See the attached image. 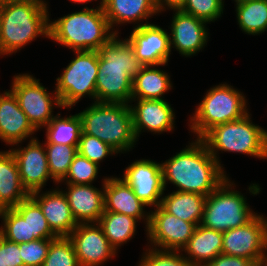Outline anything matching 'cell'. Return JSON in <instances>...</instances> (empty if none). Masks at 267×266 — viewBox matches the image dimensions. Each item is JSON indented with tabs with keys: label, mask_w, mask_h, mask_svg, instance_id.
Here are the masks:
<instances>
[{
	"label": "cell",
	"mask_w": 267,
	"mask_h": 266,
	"mask_svg": "<svg viewBox=\"0 0 267 266\" xmlns=\"http://www.w3.org/2000/svg\"><path fill=\"white\" fill-rule=\"evenodd\" d=\"M124 171L122 179L132 188L138 199L150 207L161 204L165 191L161 163L139 159L128 165Z\"/></svg>",
	"instance_id": "obj_13"
},
{
	"label": "cell",
	"mask_w": 267,
	"mask_h": 266,
	"mask_svg": "<svg viewBox=\"0 0 267 266\" xmlns=\"http://www.w3.org/2000/svg\"><path fill=\"white\" fill-rule=\"evenodd\" d=\"M245 97L242 92L226 83L208 89L190 117L191 132L196 134V138H201L216 125L242 118L249 113Z\"/></svg>",
	"instance_id": "obj_7"
},
{
	"label": "cell",
	"mask_w": 267,
	"mask_h": 266,
	"mask_svg": "<svg viewBox=\"0 0 267 266\" xmlns=\"http://www.w3.org/2000/svg\"><path fill=\"white\" fill-rule=\"evenodd\" d=\"M223 232L197 225L193 236L181 251L192 266H206L222 253ZM188 255V256H187Z\"/></svg>",
	"instance_id": "obj_24"
},
{
	"label": "cell",
	"mask_w": 267,
	"mask_h": 266,
	"mask_svg": "<svg viewBox=\"0 0 267 266\" xmlns=\"http://www.w3.org/2000/svg\"><path fill=\"white\" fill-rule=\"evenodd\" d=\"M150 210V220L146 229L147 239L153 248L179 250L189 242L196 225L166 212L160 205Z\"/></svg>",
	"instance_id": "obj_12"
},
{
	"label": "cell",
	"mask_w": 267,
	"mask_h": 266,
	"mask_svg": "<svg viewBox=\"0 0 267 266\" xmlns=\"http://www.w3.org/2000/svg\"><path fill=\"white\" fill-rule=\"evenodd\" d=\"M235 5L237 24L242 32L260 35L267 31V0H251Z\"/></svg>",
	"instance_id": "obj_30"
},
{
	"label": "cell",
	"mask_w": 267,
	"mask_h": 266,
	"mask_svg": "<svg viewBox=\"0 0 267 266\" xmlns=\"http://www.w3.org/2000/svg\"><path fill=\"white\" fill-rule=\"evenodd\" d=\"M169 32L155 24L134 27L126 40L134 49L135 56L143 64L165 66L171 54Z\"/></svg>",
	"instance_id": "obj_15"
},
{
	"label": "cell",
	"mask_w": 267,
	"mask_h": 266,
	"mask_svg": "<svg viewBox=\"0 0 267 266\" xmlns=\"http://www.w3.org/2000/svg\"><path fill=\"white\" fill-rule=\"evenodd\" d=\"M48 167L55 184H59L67 175L69 167L78 153V146L44 144Z\"/></svg>",
	"instance_id": "obj_32"
},
{
	"label": "cell",
	"mask_w": 267,
	"mask_h": 266,
	"mask_svg": "<svg viewBox=\"0 0 267 266\" xmlns=\"http://www.w3.org/2000/svg\"><path fill=\"white\" fill-rule=\"evenodd\" d=\"M76 57L70 61L60 77L56 78L55 91L63 109H71L86 95L96 102L98 51H73Z\"/></svg>",
	"instance_id": "obj_9"
},
{
	"label": "cell",
	"mask_w": 267,
	"mask_h": 266,
	"mask_svg": "<svg viewBox=\"0 0 267 266\" xmlns=\"http://www.w3.org/2000/svg\"><path fill=\"white\" fill-rule=\"evenodd\" d=\"M0 218L3 219L0 227L3 238L17 244L30 241L27 219H23L13 208L0 210Z\"/></svg>",
	"instance_id": "obj_33"
},
{
	"label": "cell",
	"mask_w": 267,
	"mask_h": 266,
	"mask_svg": "<svg viewBox=\"0 0 267 266\" xmlns=\"http://www.w3.org/2000/svg\"><path fill=\"white\" fill-rule=\"evenodd\" d=\"M185 4V0H155V5L158 13L167 9L171 10H181L183 5Z\"/></svg>",
	"instance_id": "obj_42"
},
{
	"label": "cell",
	"mask_w": 267,
	"mask_h": 266,
	"mask_svg": "<svg viewBox=\"0 0 267 266\" xmlns=\"http://www.w3.org/2000/svg\"><path fill=\"white\" fill-rule=\"evenodd\" d=\"M82 133L109 144L118 153H126L136 145L130 104L94 102L78 113Z\"/></svg>",
	"instance_id": "obj_4"
},
{
	"label": "cell",
	"mask_w": 267,
	"mask_h": 266,
	"mask_svg": "<svg viewBox=\"0 0 267 266\" xmlns=\"http://www.w3.org/2000/svg\"><path fill=\"white\" fill-rule=\"evenodd\" d=\"M236 2V4H242L244 2H248V1H251V0H234Z\"/></svg>",
	"instance_id": "obj_46"
},
{
	"label": "cell",
	"mask_w": 267,
	"mask_h": 266,
	"mask_svg": "<svg viewBox=\"0 0 267 266\" xmlns=\"http://www.w3.org/2000/svg\"><path fill=\"white\" fill-rule=\"evenodd\" d=\"M250 115L247 113L238 120L216 125L200 138L223 170L217 154L219 150L267 159V130L255 125Z\"/></svg>",
	"instance_id": "obj_6"
},
{
	"label": "cell",
	"mask_w": 267,
	"mask_h": 266,
	"mask_svg": "<svg viewBox=\"0 0 267 266\" xmlns=\"http://www.w3.org/2000/svg\"><path fill=\"white\" fill-rule=\"evenodd\" d=\"M161 167L165 189L170 181L178 188L176 191L204 196H208L228 177L200 138L162 162Z\"/></svg>",
	"instance_id": "obj_1"
},
{
	"label": "cell",
	"mask_w": 267,
	"mask_h": 266,
	"mask_svg": "<svg viewBox=\"0 0 267 266\" xmlns=\"http://www.w3.org/2000/svg\"><path fill=\"white\" fill-rule=\"evenodd\" d=\"M32 192L30 197L40 206L51 230L58 237H68L78 223L73 217L63 190L57 187L51 191Z\"/></svg>",
	"instance_id": "obj_20"
},
{
	"label": "cell",
	"mask_w": 267,
	"mask_h": 266,
	"mask_svg": "<svg viewBox=\"0 0 267 266\" xmlns=\"http://www.w3.org/2000/svg\"><path fill=\"white\" fill-rule=\"evenodd\" d=\"M137 223L136 218L108 211H104L98 221L104 235L116 252L121 245L126 244L134 237Z\"/></svg>",
	"instance_id": "obj_28"
},
{
	"label": "cell",
	"mask_w": 267,
	"mask_h": 266,
	"mask_svg": "<svg viewBox=\"0 0 267 266\" xmlns=\"http://www.w3.org/2000/svg\"><path fill=\"white\" fill-rule=\"evenodd\" d=\"M42 266H80L72 241L68 237L54 239Z\"/></svg>",
	"instance_id": "obj_34"
},
{
	"label": "cell",
	"mask_w": 267,
	"mask_h": 266,
	"mask_svg": "<svg viewBox=\"0 0 267 266\" xmlns=\"http://www.w3.org/2000/svg\"><path fill=\"white\" fill-rule=\"evenodd\" d=\"M267 219L256 214L238 228L223 232L222 254L267 262Z\"/></svg>",
	"instance_id": "obj_11"
},
{
	"label": "cell",
	"mask_w": 267,
	"mask_h": 266,
	"mask_svg": "<svg viewBox=\"0 0 267 266\" xmlns=\"http://www.w3.org/2000/svg\"><path fill=\"white\" fill-rule=\"evenodd\" d=\"M133 101H137V104H131ZM130 108L137 140L141 132L147 130L154 132L153 134H161L174 129L175 113L173 107L165 99H131Z\"/></svg>",
	"instance_id": "obj_18"
},
{
	"label": "cell",
	"mask_w": 267,
	"mask_h": 266,
	"mask_svg": "<svg viewBox=\"0 0 267 266\" xmlns=\"http://www.w3.org/2000/svg\"><path fill=\"white\" fill-rule=\"evenodd\" d=\"M116 34L105 16L102 2L94 8L84 7L81 11L49 20V38L72 51H98Z\"/></svg>",
	"instance_id": "obj_3"
},
{
	"label": "cell",
	"mask_w": 267,
	"mask_h": 266,
	"mask_svg": "<svg viewBox=\"0 0 267 266\" xmlns=\"http://www.w3.org/2000/svg\"><path fill=\"white\" fill-rule=\"evenodd\" d=\"M70 1H72V2H74V3H86V2H91V1H93V0H70ZM96 1V0H95ZM100 2H102V0H100Z\"/></svg>",
	"instance_id": "obj_45"
},
{
	"label": "cell",
	"mask_w": 267,
	"mask_h": 266,
	"mask_svg": "<svg viewBox=\"0 0 267 266\" xmlns=\"http://www.w3.org/2000/svg\"><path fill=\"white\" fill-rule=\"evenodd\" d=\"M145 251L138 266H192L179 250L149 247Z\"/></svg>",
	"instance_id": "obj_36"
},
{
	"label": "cell",
	"mask_w": 267,
	"mask_h": 266,
	"mask_svg": "<svg viewBox=\"0 0 267 266\" xmlns=\"http://www.w3.org/2000/svg\"><path fill=\"white\" fill-rule=\"evenodd\" d=\"M156 67L143 66L133 78L131 99L164 100V94L172 89L171 76Z\"/></svg>",
	"instance_id": "obj_26"
},
{
	"label": "cell",
	"mask_w": 267,
	"mask_h": 266,
	"mask_svg": "<svg viewBox=\"0 0 267 266\" xmlns=\"http://www.w3.org/2000/svg\"><path fill=\"white\" fill-rule=\"evenodd\" d=\"M2 7H3V2L0 1V22H1Z\"/></svg>",
	"instance_id": "obj_47"
},
{
	"label": "cell",
	"mask_w": 267,
	"mask_h": 266,
	"mask_svg": "<svg viewBox=\"0 0 267 266\" xmlns=\"http://www.w3.org/2000/svg\"><path fill=\"white\" fill-rule=\"evenodd\" d=\"M102 189L94 187L92 184H65L67 191H63L73 217L78 224L98 223L104 213V181Z\"/></svg>",
	"instance_id": "obj_22"
},
{
	"label": "cell",
	"mask_w": 267,
	"mask_h": 266,
	"mask_svg": "<svg viewBox=\"0 0 267 266\" xmlns=\"http://www.w3.org/2000/svg\"><path fill=\"white\" fill-rule=\"evenodd\" d=\"M229 179L227 177L206 197L200 225L226 232L245 225L257 214L250 208L245 196L233 188L236 186Z\"/></svg>",
	"instance_id": "obj_8"
},
{
	"label": "cell",
	"mask_w": 267,
	"mask_h": 266,
	"mask_svg": "<svg viewBox=\"0 0 267 266\" xmlns=\"http://www.w3.org/2000/svg\"><path fill=\"white\" fill-rule=\"evenodd\" d=\"M0 266H6L4 259V238L1 235H0Z\"/></svg>",
	"instance_id": "obj_44"
},
{
	"label": "cell",
	"mask_w": 267,
	"mask_h": 266,
	"mask_svg": "<svg viewBox=\"0 0 267 266\" xmlns=\"http://www.w3.org/2000/svg\"><path fill=\"white\" fill-rule=\"evenodd\" d=\"M23 219H27L30 241L36 239H56L40 206L29 196L13 208Z\"/></svg>",
	"instance_id": "obj_31"
},
{
	"label": "cell",
	"mask_w": 267,
	"mask_h": 266,
	"mask_svg": "<svg viewBox=\"0 0 267 266\" xmlns=\"http://www.w3.org/2000/svg\"><path fill=\"white\" fill-rule=\"evenodd\" d=\"M11 2H16V3H29V4H33L35 6H38L40 8H42L43 10L48 11L47 8H49L47 5V2L45 0H8Z\"/></svg>",
	"instance_id": "obj_43"
},
{
	"label": "cell",
	"mask_w": 267,
	"mask_h": 266,
	"mask_svg": "<svg viewBox=\"0 0 267 266\" xmlns=\"http://www.w3.org/2000/svg\"><path fill=\"white\" fill-rule=\"evenodd\" d=\"M206 197L191 192L173 191L162 197L160 206L169 214L197 226L203 217Z\"/></svg>",
	"instance_id": "obj_27"
},
{
	"label": "cell",
	"mask_w": 267,
	"mask_h": 266,
	"mask_svg": "<svg viewBox=\"0 0 267 266\" xmlns=\"http://www.w3.org/2000/svg\"><path fill=\"white\" fill-rule=\"evenodd\" d=\"M174 12L169 34L170 48H175L182 56L192 57L202 51L208 42L207 22L181 10Z\"/></svg>",
	"instance_id": "obj_17"
},
{
	"label": "cell",
	"mask_w": 267,
	"mask_h": 266,
	"mask_svg": "<svg viewBox=\"0 0 267 266\" xmlns=\"http://www.w3.org/2000/svg\"><path fill=\"white\" fill-rule=\"evenodd\" d=\"M36 131L13 92L8 90L0 93V139L6 145L17 146Z\"/></svg>",
	"instance_id": "obj_19"
},
{
	"label": "cell",
	"mask_w": 267,
	"mask_h": 266,
	"mask_svg": "<svg viewBox=\"0 0 267 266\" xmlns=\"http://www.w3.org/2000/svg\"><path fill=\"white\" fill-rule=\"evenodd\" d=\"M68 238L74 245L80 266H103L117 254L98 223H80Z\"/></svg>",
	"instance_id": "obj_14"
},
{
	"label": "cell",
	"mask_w": 267,
	"mask_h": 266,
	"mask_svg": "<svg viewBox=\"0 0 267 266\" xmlns=\"http://www.w3.org/2000/svg\"><path fill=\"white\" fill-rule=\"evenodd\" d=\"M12 81L10 90L17 97L20 108L37 131L45 128L55 117L52 113L54 106L63 108L56 91L50 94L40 80L32 75L28 73L14 75Z\"/></svg>",
	"instance_id": "obj_10"
},
{
	"label": "cell",
	"mask_w": 267,
	"mask_h": 266,
	"mask_svg": "<svg viewBox=\"0 0 267 266\" xmlns=\"http://www.w3.org/2000/svg\"><path fill=\"white\" fill-rule=\"evenodd\" d=\"M206 266H258V264L254 260L237 256H229L221 253L211 260Z\"/></svg>",
	"instance_id": "obj_40"
},
{
	"label": "cell",
	"mask_w": 267,
	"mask_h": 266,
	"mask_svg": "<svg viewBox=\"0 0 267 266\" xmlns=\"http://www.w3.org/2000/svg\"><path fill=\"white\" fill-rule=\"evenodd\" d=\"M19 244L10 242L4 238V259L6 266H24L21 259Z\"/></svg>",
	"instance_id": "obj_41"
},
{
	"label": "cell",
	"mask_w": 267,
	"mask_h": 266,
	"mask_svg": "<svg viewBox=\"0 0 267 266\" xmlns=\"http://www.w3.org/2000/svg\"><path fill=\"white\" fill-rule=\"evenodd\" d=\"M258 266H267V262H264V263H262V264H260Z\"/></svg>",
	"instance_id": "obj_48"
},
{
	"label": "cell",
	"mask_w": 267,
	"mask_h": 266,
	"mask_svg": "<svg viewBox=\"0 0 267 266\" xmlns=\"http://www.w3.org/2000/svg\"><path fill=\"white\" fill-rule=\"evenodd\" d=\"M102 7L110 27L116 35L119 32L114 27L119 24L135 22L134 25L137 24L135 26L137 28L150 24L148 18L159 14L155 0H102Z\"/></svg>",
	"instance_id": "obj_23"
},
{
	"label": "cell",
	"mask_w": 267,
	"mask_h": 266,
	"mask_svg": "<svg viewBox=\"0 0 267 266\" xmlns=\"http://www.w3.org/2000/svg\"><path fill=\"white\" fill-rule=\"evenodd\" d=\"M78 153L93 163H96L98 166H100V162H103L107 156L118 154V152L115 151L109 144L85 133H81Z\"/></svg>",
	"instance_id": "obj_38"
},
{
	"label": "cell",
	"mask_w": 267,
	"mask_h": 266,
	"mask_svg": "<svg viewBox=\"0 0 267 266\" xmlns=\"http://www.w3.org/2000/svg\"><path fill=\"white\" fill-rule=\"evenodd\" d=\"M142 67L126 38L115 35L98 50L96 102L129 104L133 78Z\"/></svg>",
	"instance_id": "obj_2"
},
{
	"label": "cell",
	"mask_w": 267,
	"mask_h": 266,
	"mask_svg": "<svg viewBox=\"0 0 267 266\" xmlns=\"http://www.w3.org/2000/svg\"><path fill=\"white\" fill-rule=\"evenodd\" d=\"M146 206L122 177H106L104 181V211L122 213L136 218L138 221L144 219L147 229L150 211H144Z\"/></svg>",
	"instance_id": "obj_21"
},
{
	"label": "cell",
	"mask_w": 267,
	"mask_h": 266,
	"mask_svg": "<svg viewBox=\"0 0 267 266\" xmlns=\"http://www.w3.org/2000/svg\"><path fill=\"white\" fill-rule=\"evenodd\" d=\"M224 9V0H185L181 11L210 23L219 19Z\"/></svg>",
	"instance_id": "obj_37"
},
{
	"label": "cell",
	"mask_w": 267,
	"mask_h": 266,
	"mask_svg": "<svg viewBox=\"0 0 267 266\" xmlns=\"http://www.w3.org/2000/svg\"><path fill=\"white\" fill-rule=\"evenodd\" d=\"M45 127L46 143L44 144L79 145L82 121L78 114L61 117L60 113H57Z\"/></svg>",
	"instance_id": "obj_29"
},
{
	"label": "cell",
	"mask_w": 267,
	"mask_h": 266,
	"mask_svg": "<svg viewBox=\"0 0 267 266\" xmlns=\"http://www.w3.org/2000/svg\"><path fill=\"white\" fill-rule=\"evenodd\" d=\"M49 11L29 3L3 2L0 56L12 55L37 37L49 38Z\"/></svg>",
	"instance_id": "obj_5"
},
{
	"label": "cell",
	"mask_w": 267,
	"mask_h": 266,
	"mask_svg": "<svg viewBox=\"0 0 267 266\" xmlns=\"http://www.w3.org/2000/svg\"><path fill=\"white\" fill-rule=\"evenodd\" d=\"M99 167L96 163L77 153L72 161L68 173L60 182L65 184H92L98 177Z\"/></svg>",
	"instance_id": "obj_35"
},
{
	"label": "cell",
	"mask_w": 267,
	"mask_h": 266,
	"mask_svg": "<svg viewBox=\"0 0 267 266\" xmlns=\"http://www.w3.org/2000/svg\"><path fill=\"white\" fill-rule=\"evenodd\" d=\"M30 139L26 147L10 149L16 159L21 183L29 194L42 190L49 178L52 179L44 144L41 145L38 138Z\"/></svg>",
	"instance_id": "obj_16"
},
{
	"label": "cell",
	"mask_w": 267,
	"mask_h": 266,
	"mask_svg": "<svg viewBox=\"0 0 267 266\" xmlns=\"http://www.w3.org/2000/svg\"><path fill=\"white\" fill-rule=\"evenodd\" d=\"M54 239H36L19 244L24 266H42L47 256L50 243Z\"/></svg>",
	"instance_id": "obj_39"
},
{
	"label": "cell",
	"mask_w": 267,
	"mask_h": 266,
	"mask_svg": "<svg viewBox=\"0 0 267 266\" xmlns=\"http://www.w3.org/2000/svg\"><path fill=\"white\" fill-rule=\"evenodd\" d=\"M29 196L21 183L14 155L10 150L0 151V210L14 208Z\"/></svg>",
	"instance_id": "obj_25"
}]
</instances>
